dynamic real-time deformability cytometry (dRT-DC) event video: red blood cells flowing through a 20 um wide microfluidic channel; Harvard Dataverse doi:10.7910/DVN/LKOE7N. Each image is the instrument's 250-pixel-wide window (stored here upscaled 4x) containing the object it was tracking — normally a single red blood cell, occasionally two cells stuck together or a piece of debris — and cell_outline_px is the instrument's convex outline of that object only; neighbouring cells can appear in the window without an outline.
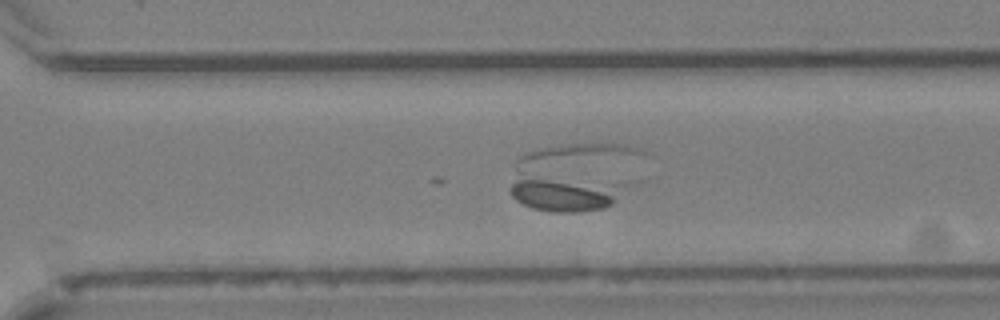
{"species": "Egyptian fruit bat (a non-hibernating species)", "species_latin": "Rousettus aegyptiacus", "temperature_condition": "cold", "stored_images_in_passage": 41, "camera_frame_rate_fps": 3000, "um_per_image_px": 0.085, "animal": {"sex": "female"}, "frame": {"image": 1, "passage_image": 37, "time_ms": 12.0, "image_size_px": [1000, 320], "cell_outline_px": [[612, 204], [604, 208], [576, 212], [552, 212], [532, 208], [516, 200], [512, 196], [512, 184], [516, 180], [524, 176], [612, 192]], "centroid_in_image_um": [47.5, 16.65], "position_along_channel_um": 323.1, "area_um2": 18.26}}